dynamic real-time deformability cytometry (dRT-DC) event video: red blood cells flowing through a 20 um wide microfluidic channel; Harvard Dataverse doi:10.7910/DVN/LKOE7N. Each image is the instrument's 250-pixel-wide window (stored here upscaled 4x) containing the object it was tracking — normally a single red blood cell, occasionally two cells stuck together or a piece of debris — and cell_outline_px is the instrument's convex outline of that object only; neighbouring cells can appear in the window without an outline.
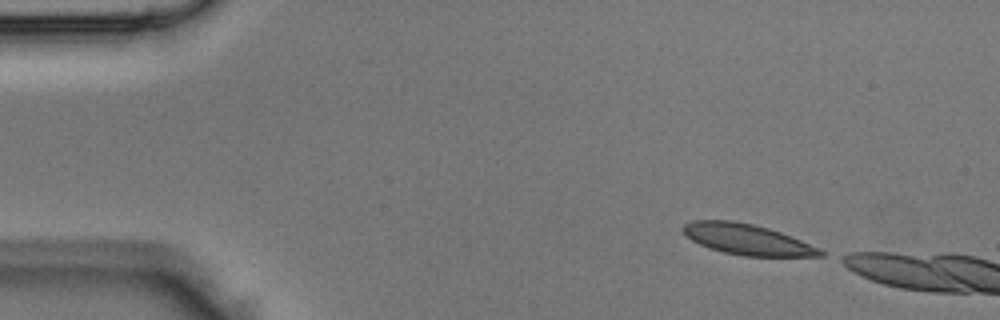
{"species": "Egyptian fruit bat (a non-hibernating species)", "species_latin": "Rousettus aegyptiacus", "temperature_condition": "room temperature", "stored_images_in_passage": 4, "camera_frame_rate_fps": 3000, "um_per_image_px": 0.085, "animal": {"sex": "male"}, "frame": {"image": 1, "passage_image": 1, "time_ms": 0.0, "image_size_px": [1000, 320], "cell_outline_px": [[824, 256], [744, 256], [724, 252], [708, 248], [692, 240], [684, 232], [684, 224], [692, 220], [732, 220], [752, 224], [768, 228], [780, 232], [800, 240], [824, 252]], "centroid_in_image_um": [63.47, 20.34], "position_along_channel_um": 21.5, "area_um2": 24.1}}